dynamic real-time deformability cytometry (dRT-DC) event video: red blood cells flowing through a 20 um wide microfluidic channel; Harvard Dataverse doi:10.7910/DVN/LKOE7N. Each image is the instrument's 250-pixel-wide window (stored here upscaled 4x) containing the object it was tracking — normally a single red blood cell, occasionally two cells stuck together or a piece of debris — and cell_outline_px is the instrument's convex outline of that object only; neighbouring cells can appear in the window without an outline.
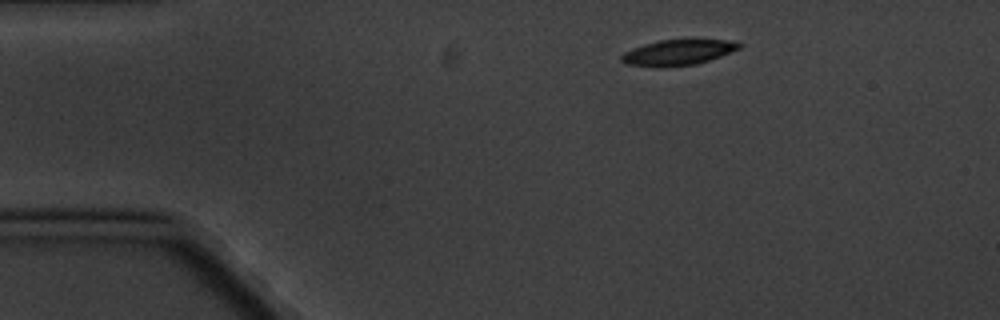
{"species": "common noctule bat (a hibernating species)", "species_latin": "Nyctalus noctula", "temperature_condition": "cold", "stored_images_in_passage": 2, "camera_frame_rate_fps": 3000, "um_per_image_px": 0.085, "animal": {"sex": "male", "body_mass_g": 20.1, "forearm_length_mm": 53.5}, "frame": {"image": 1, "passage_image": 1, "time_ms": 0.0, "image_size_px": [1000, 320], "cell_outline_px": [[744, 44], [740, 48], [720, 56], [696, 64], [660, 68], [628, 64], [620, 60], [620, 56], [624, 52], [632, 48], [644, 44], [660, 40], [728, 40]], "centroid_in_image_um": [57.59, 4.47], "position_along_channel_um": 27.4, "area_um2": 17.46}}